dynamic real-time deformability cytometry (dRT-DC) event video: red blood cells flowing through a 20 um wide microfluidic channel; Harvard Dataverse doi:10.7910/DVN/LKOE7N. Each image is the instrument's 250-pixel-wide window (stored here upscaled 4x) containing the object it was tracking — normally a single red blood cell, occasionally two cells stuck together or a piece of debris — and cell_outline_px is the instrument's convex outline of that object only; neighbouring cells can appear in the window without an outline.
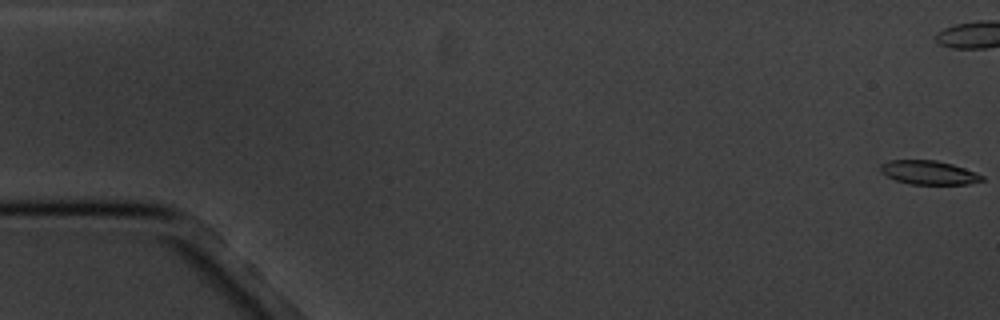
{"species": "common noctule bat (a hibernating species)", "species_latin": "Nyctalus noctula", "temperature_condition": "cold", "stored_images_in_passage": 16, "camera_frame_rate_fps": 3000, "um_per_image_px": 0.085, "animal": {"sex": "male", "body_mass_g": 20.1, "forearm_length_mm": 53.5}, "frame": {"image": 1, "passage_image": 1, "time_ms": 0.0, "image_size_px": [1000, 320], "cell_outline_px": [[984, 180], [968, 184], [912, 184], [896, 180], [880, 172], [880, 164], [888, 160], [936, 160], [952, 164], [976, 172], [984, 176]], "centroid_in_image_um": [78.95, 14.66], "position_along_channel_um": 6.1, "area_um2": 14.1}}
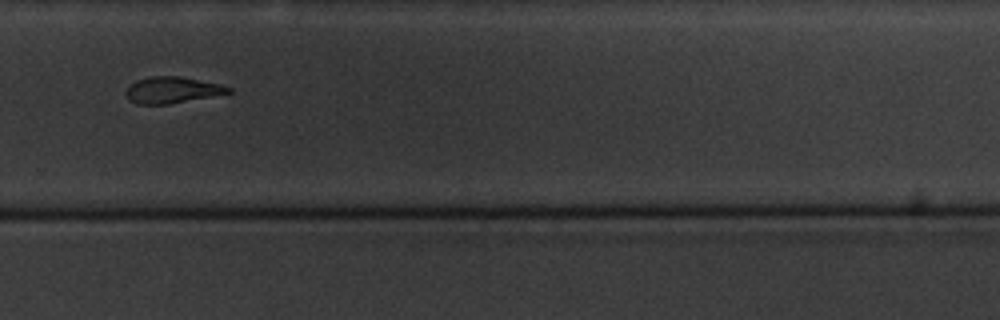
{"frame": {"image": 2, "passage_image": 12, "time_ms": 14.0, "image_size_px": [1000, 320], "cell_outline_px": [[232, 92], [168, 104], [136, 104], [128, 100], [124, 92], [136, 80], [152, 76], [180, 76], [220, 84], [232, 88]], "centroid_in_image_um": [14.6, 7.65], "position_along_channel_um": 315.2, "area_um2": 15.61}}
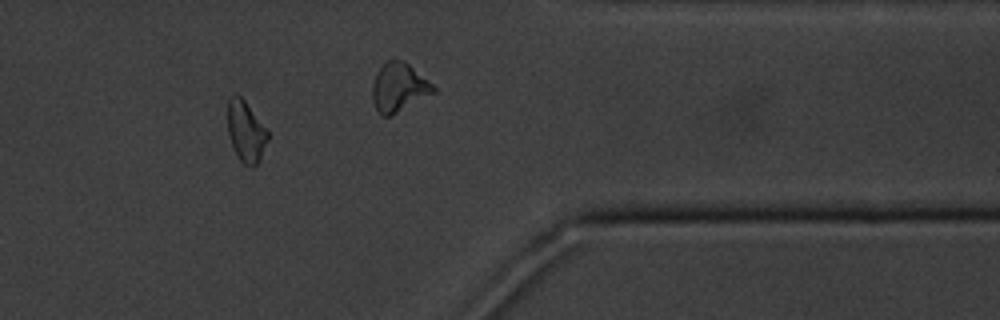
{"frame": {"image": 3, "passage_image": 14, "time_ms": 16.0, "image_size_px": [1000, 320], "cell_outline_px": [[268, 140], [260, 160], [252, 168], [244, 164], [240, 160], [228, 136], [228, 100], [236, 92], [244, 100], [268, 132]], "centroid_in_image_um": [20.89, 11.19], "position_along_channel_um": 390.5, "area_um2": 14.05}, "authors_computed_cell_mechanics": {"area_um2": 15.4615, "velocity_mm_per_s": 3.4176, "shape_relaxation_time_tau1_ms": 1.4862, "shape_relaxation_time_tau2_ms": 7.7705, "deformation_change_tau1": 0.0669, "deformation_change_tau2": 0.1341}}